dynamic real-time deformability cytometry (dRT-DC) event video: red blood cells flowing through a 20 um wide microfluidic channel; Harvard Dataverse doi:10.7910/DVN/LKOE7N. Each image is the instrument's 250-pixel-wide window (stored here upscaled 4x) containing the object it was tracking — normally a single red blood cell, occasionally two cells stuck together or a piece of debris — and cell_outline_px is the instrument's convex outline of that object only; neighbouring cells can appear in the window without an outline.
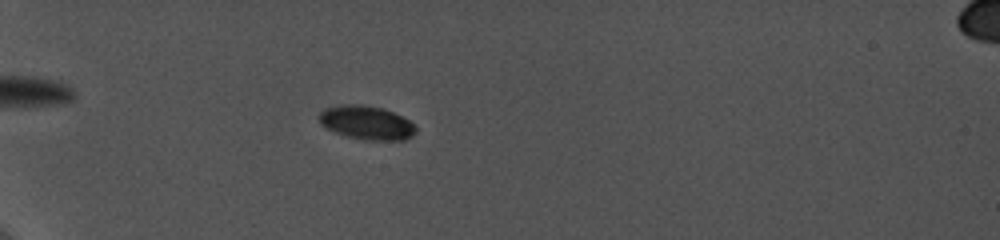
{"species": "common noctule bat (a hibernating species)", "species_latin": "Nyctalus noctula", "temperature_condition": "cold", "stored_images_in_passage": 59, "camera_frame_rate_fps": 5000, "um_per_image_px": 0.085, "animal": {"sex": "female", "body_mass_g": 19.0, "forearm_length_mm": 56.7}, "frame": {"image": 1, "passage_image": 28, "time_ms": 7.2, "image_size_px": [1000, 240], "cell_outline_px": [[416, 132], [412, 136], [404, 140], [364, 140], [348, 136], [336, 132], [320, 124], [320, 112], [324, 108], [340, 104], [364, 104], [384, 108], [416, 124]], "centroid_in_image_um": [31.18, 10.41], "position_along_channel_um": 53.8, "area_um2": 19.07}}
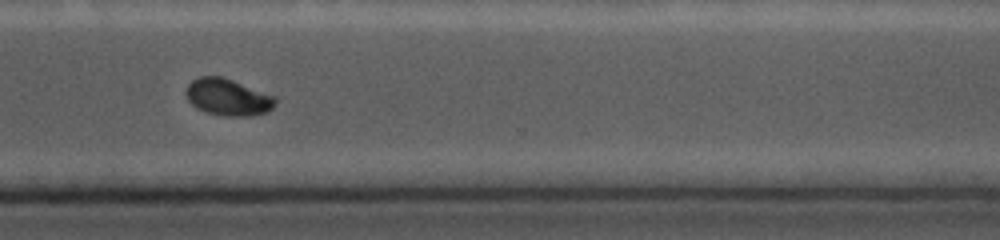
{"frame": {"image": 2, "passage_image": 52, "time_ms": 16.2, "image_size_px": [1000, 240], "cell_outline_px": [[276, 104], [268, 112], [252, 116], [224, 116], [208, 112], [196, 108], [188, 100], [184, 92], [188, 84], [192, 80], [200, 76], [220, 76], [232, 80], [276, 96]], "centroid_in_image_um": [19.37, 8.26], "position_along_channel_um": 351.2, "area_um2": 19.25}}
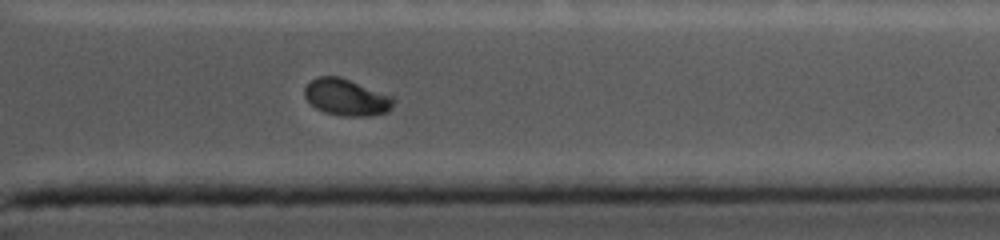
{"frame": {"image": 3, "passage_image": 54, "time_ms": 17.0, "image_size_px": [1000, 240], "cell_outline_px": [[396, 100], [392, 108], [388, 112], [368, 116], [344, 116], [324, 112], [316, 108], [304, 96], [304, 88], [316, 76], [340, 76], [396, 96]], "centroid_in_image_um": [29.51, 8.26], "position_along_channel_um": 381.9, "area_um2": 19.36}}